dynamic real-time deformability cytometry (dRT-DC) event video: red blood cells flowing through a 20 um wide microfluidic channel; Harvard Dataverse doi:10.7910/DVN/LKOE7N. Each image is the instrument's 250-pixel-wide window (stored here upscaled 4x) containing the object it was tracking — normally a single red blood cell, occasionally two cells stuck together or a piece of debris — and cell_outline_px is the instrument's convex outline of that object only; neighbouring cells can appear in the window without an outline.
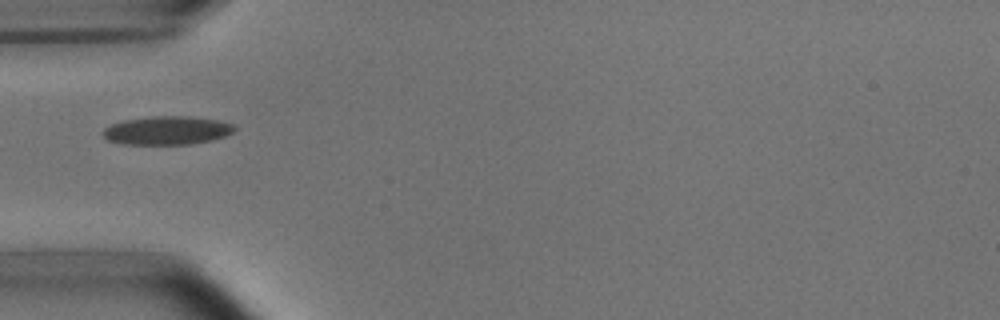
{"species": "common noctule bat (a hibernating species)", "species_latin": "Nyctalus noctula", "temperature_condition": "room temperature", "stored_images_in_passage": 4, "camera_frame_rate_fps": 3000, "um_per_image_px": 0.085, "animal": {"sex": "male", "body_mass_g": 15.6}, "frame": {"image": 1, "passage_image": 3, "time_ms": 2.333, "image_size_px": [1000, 320], "cell_outline_px": [[236, 128], [232, 132], [224, 136], [212, 140], [192, 144], [124, 144], [108, 140], [100, 132], [104, 128], [112, 124], [124, 120], [152, 116], [184, 116], [216, 120], [232, 124]], "centroid_in_image_um": [14.16, 11.09], "position_along_channel_um": 70.8, "area_um2": 21.68}}